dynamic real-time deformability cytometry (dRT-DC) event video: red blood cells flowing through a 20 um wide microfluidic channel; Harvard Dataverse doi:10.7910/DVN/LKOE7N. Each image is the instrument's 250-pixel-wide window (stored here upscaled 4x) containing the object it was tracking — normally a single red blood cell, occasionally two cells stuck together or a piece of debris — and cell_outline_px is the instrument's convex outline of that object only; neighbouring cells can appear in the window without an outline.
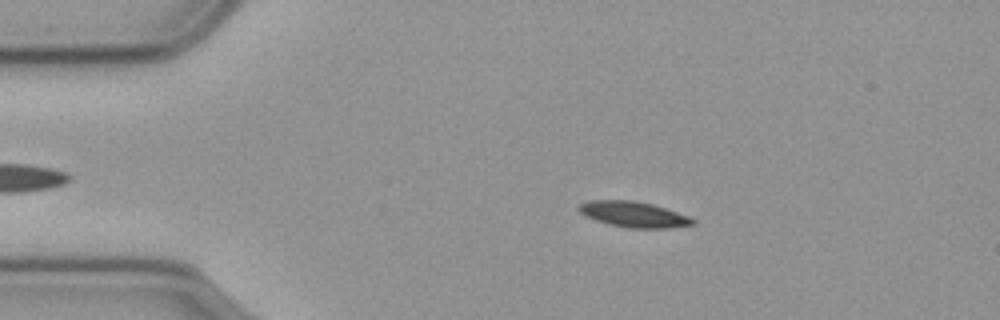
{"species": "common noctule bat (a hibernating species)", "species_latin": "Nyctalus noctula", "temperature_condition": "cold", "stored_images_in_passage": 49, "camera_frame_rate_fps": 3000, "um_per_image_px": 0.085, "animal": {"sex": "male", "body_mass_g": 23.1, "forearm_length_mm": 52.7}, "frame": {"image": 1, "passage_image": 10, "time_ms": 3.0, "image_size_px": [1000, 320], "cell_outline_px": [[696, 224], [668, 228], [632, 228], [608, 224], [584, 216], [576, 208], [580, 204], [588, 200], [632, 200], [652, 204], [688, 216], [696, 220]], "centroid_in_image_um": [53.83, 18.22], "position_along_channel_um": 31.2, "area_um2": 16.99}}
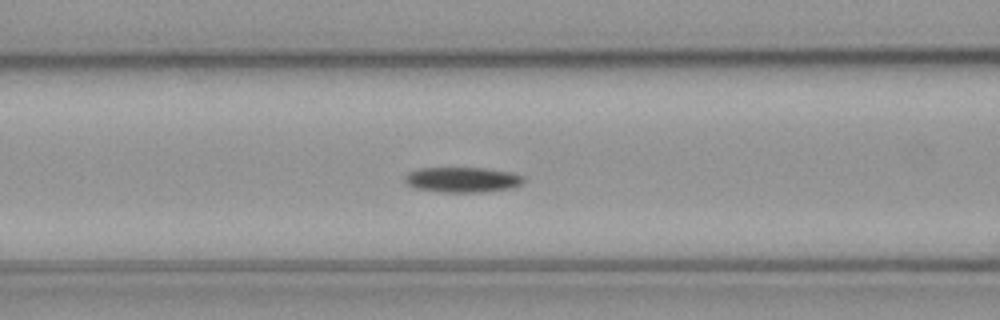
{"frame": {"image": 2, "passage_image": 22, "time_ms": 7.0, "image_size_px": [1000, 320], "cell_outline_px": [[524, 184], [512, 188], [484, 192], [440, 192], [412, 188], [404, 180], [404, 176], [408, 172], [420, 168], [484, 168], [512, 172], [524, 176]], "centroid_in_image_um": [39.32, 15.28], "position_along_channel_um": 127.3, "area_um2": 17.74}}
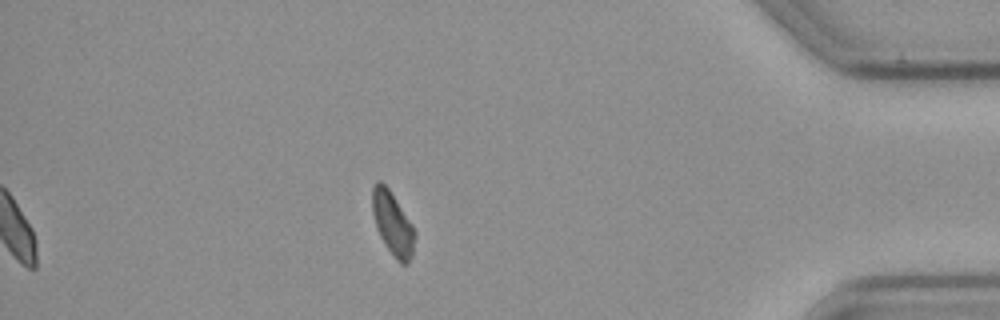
{"frame": {"image": 3, "passage_image": 49, "time_ms": 16.0, "image_size_px": [1000, 320], "cell_outline_px": [[416, 236], [412, 256], [404, 264], [400, 264], [396, 260], [384, 244], [380, 236], [372, 212], [372, 188], [376, 180], [380, 180], [388, 188], [412, 224], [416, 232]], "centroid_in_image_um": [33.38, 19.01], "position_along_channel_um": 401.8, "area_um2": 15.61}, "authors_computed_cell_mechanics": {"area_um2": 16.9354, "velocity_mm_per_s": 3.5696, "shape_relaxation_time_tau1_ms": 3.3772, "shape_relaxation_time_tau2_ms": null, "deformation_change_tau1": 0.0807, "deformation_change_tau2": null}}